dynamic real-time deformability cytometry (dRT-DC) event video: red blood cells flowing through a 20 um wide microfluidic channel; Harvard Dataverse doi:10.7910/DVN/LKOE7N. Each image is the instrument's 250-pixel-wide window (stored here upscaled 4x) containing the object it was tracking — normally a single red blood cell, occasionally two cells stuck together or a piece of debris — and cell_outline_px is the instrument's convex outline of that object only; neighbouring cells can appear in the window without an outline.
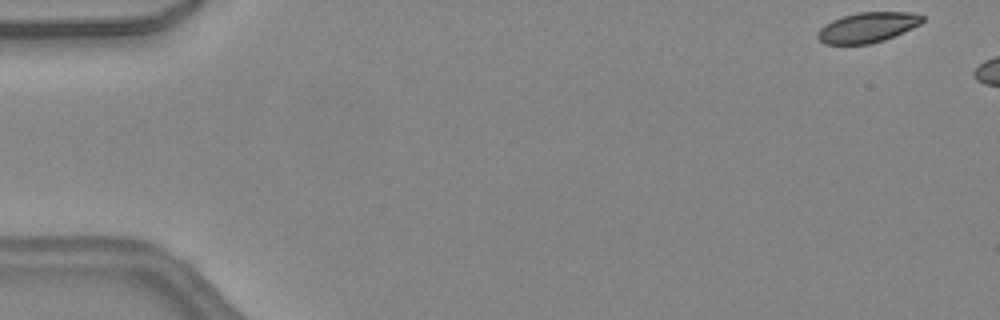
{"species": "common noctule bat (a hibernating species)", "species_latin": "Nyctalus noctula", "temperature_condition": "warm", "stored_images_in_passage": 7, "camera_frame_rate_fps": 3000, "um_per_image_px": 0.085, "animal": {"sex": "female", "body_mass_g": 24.6, "forearm_length_mm": 56.2}, "frame": {"image": 1, "passage_image": 1, "time_ms": 0.0, "image_size_px": [1000, 320], "cell_outline_px": [[924, 20], [920, 24], [912, 28], [884, 40], [868, 44], [824, 44], [816, 36], [816, 32], [824, 24], [832, 20], [844, 16], [860, 12], [912, 12], [924, 16]], "centroid_in_image_um": [73.72, 2.33], "position_along_channel_um": 11.3, "area_um2": 18.38}}